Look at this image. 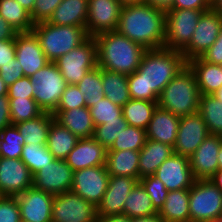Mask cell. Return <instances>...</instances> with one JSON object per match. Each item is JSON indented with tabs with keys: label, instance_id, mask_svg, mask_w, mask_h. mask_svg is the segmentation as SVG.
Wrapping results in <instances>:
<instances>
[{
	"label": "cell",
	"instance_id": "cell-1",
	"mask_svg": "<svg viewBox=\"0 0 222 222\" xmlns=\"http://www.w3.org/2000/svg\"><path fill=\"white\" fill-rule=\"evenodd\" d=\"M186 65L181 51L146 50L137 70L127 76L131 99L158 102L163 89Z\"/></svg>",
	"mask_w": 222,
	"mask_h": 222
},
{
	"label": "cell",
	"instance_id": "cell-2",
	"mask_svg": "<svg viewBox=\"0 0 222 222\" xmlns=\"http://www.w3.org/2000/svg\"><path fill=\"white\" fill-rule=\"evenodd\" d=\"M166 12L145 3L121 9L117 31L146 50L164 48Z\"/></svg>",
	"mask_w": 222,
	"mask_h": 222
},
{
	"label": "cell",
	"instance_id": "cell-3",
	"mask_svg": "<svg viewBox=\"0 0 222 222\" xmlns=\"http://www.w3.org/2000/svg\"><path fill=\"white\" fill-rule=\"evenodd\" d=\"M94 39L97 44V65L127 76L137 70L146 51L117 30L99 33Z\"/></svg>",
	"mask_w": 222,
	"mask_h": 222
},
{
	"label": "cell",
	"instance_id": "cell-4",
	"mask_svg": "<svg viewBox=\"0 0 222 222\" xmlns=\"http://www.w3.org/2000/svg\"><path fill=\"white\" fill-rule=\"evenodd\" d=\"M200 97L195 75L186 65L163 89L158 105L178 117H183L198 112Z\"/></svg>",
	"mask_w": 222,
	"mask_h": 222
},
{
	"label": "cell",
	"instance_id": "cell-5",
	"mask_svg": "<svg viewBox=\"0 0 222 222\" xmlns=\"http://www.w3.org/2000/svg\"><path fill=\"white\" fill-rule=\"evenodd\" d=\"M32 32L50 62L84 43L90 36L86 27L58 26L45 22L34 24Z\"/></svg>",
	"mask_w": 222,
	"mask_h": 222
},
{
	"label": "cell",
	"instance_id": "cell-6",
	"mask_svg": "<svg viewBox=\"0 0 222 222\" xmlns=\"http://www.w3.org/2000/svg\"><path fill=\"white\" fill-rule=\"evenodd\" d=\"M190 222H210L220 218L222 191L211 180H195L189 188Z\"/></svg>",
	"mask_w": 222,
	"mask_h": 222
},
{
	"label": "cell",
	"instance_id": "cell-7",
	"mask_svg": "<svg viewBox=\"0 0 222 222\" xmlns=\"http://www.w3.org/2000/svg\"><path fill=\"white\" fill-rule=\"evenodd\" d=\"M33 83V98L44 111L53 113L67 87L60 70L54 62H49L31 77Z\"/></svg>",
	"mask_w": 222,
	"mask_h": 222
},
{
	"label": "cell",
	"instance_id": "cell-8",
	"mask_svg": "<svg viewBox=\"0 0 222 222\" xmlns=\"http://www.w3.org/2000/svg\"><path fill=\"white\" fill-rule=\"evenodd\" d=\"M68 85H76L97 65V44L94 37L54 61Z\"/></svg>",
	"mask_w": 222,
	"mask_h": 222
},
{
	"label": "cell",
	"instance_id": "cell-9",
	"mask_svg": "<svg viewBox=\"0 0 222 222\" xmlns=\"http://www.w3.org/2000/svg\"><path fill=\"white\" fill-rule=\"evenodd\" d=\"M208 10L170 9L166 12L164 48L182 51L191 41L203 12Z\"/></svg>",
	"mask_w": 222,
	"mask_h": 222
},
{
	"label": "cell",
	"instance_id": "cell-10",
	"mask_svg": "<svg viewBox=\"0 0 222 222\" xmlns=\"http://www.w3.org/2000/svg\"><path fill=\"white\" fill-rule=\"evenodd\" d=\"M222 26V15L212 8L200 16L189 44L181 51L186 62L201 57L216 41Z\"/></svg>",
	"mask_w": 222,
	"mask_h": 222
},
{
	"label": "cell",
	"instance_id": "cell-11",
	"mask_svg": "<svg viewBox=\"0 0 222 222\" xmlns=\"http://www.w3.org/2000/svg\"><path fill=\"white\" fill-rule=\"evenodd\" d=\"M52 222H97L96 207L72 191L55 195Z\"/></svg>",
	"mask_w": 222,
	"mask_h": 222
},
{
	"label": "cell",
	"instance_id": "cell-12",
	"mask_svg": "<svg viewBox=\"0 0 222 222\" xmlns=\"http://www.w3.org/2000/svg\"><path fill=\"white\" fill-rule=\"evenodd\" d=\"M109 177L105 165L74 171L70 191L97 207L107 190Z\"/></svg>",
	"mask_w": 222,
	"mask_h": 222
},
{
	"label": "cell",
	"instance_id": "cell-13",
	"mask_svg": "<svg viewBox=\"0 0 222 222\" xmlns=\"http://www.w3.org/2000/svg\"><path fill=\"white\" fill-rule=\"evenodd\" d=\"M73 172L65 160L55 159L33 175V187L54 196L68 192L73 183Z\"/></svg>",
	"mask_w": 222,
	"mask_h": 222
},
{
	"label": "cell",
	"instance_id": "cell-14",
	"mask_svg": "<svg viewBox=\"0 0 222 222\" xmlns=\"http://www.w3.org/2000/svg\"><path fill=\"white\" fill-rule=\"evenodd\" d=\"M123 5L118 0H88L86 30L89 36L116 31Z\"/></svg>",
	"mask_w": 222,
	"mask_h": 222
},
{
	"label": "cell",
	"instance_id": "cell-15",
	"mask_svg": "<svg viewBox=\"0 0 222 222\" xmlns=\"http://www.w3.org/2000/svg\"><path fill=\"white\" fill-rule=\"evenodd\" d=\"M209 134L206 123L198 112L180 117L174 153L190 157Z\"/></svg>",
	"mask_w": 222,
	"mask_h": 222
},
{
	"label": "cell",
	"instance_id": "cell-16",
	"mask_svg": "<svg viewBox=\"0 0 222 222\" xmlns=\"http://www.w3.org/2000/svg\"><path fill=\"white\" fill-rule=\"evenodd\" d=\"M33 187V174L21 159L0 157V190L16 197Z\"/></svg>",
	"mask_w": 222,
	"mask_h": 222
},
{
	"label": "cell",
	"instance_id": "cell-17",
	"mask_svg": "<svg viewBox=\"0 0 222 222\" xmlns=\"http://www.w3.org/2000/svg\"><path fill=\"white\" fill-rule=\"evenodd\" d=\"M221 140V135L209 134L189 157L190 168L195 180H208L218 170Z\"/></svg>",
	"mask_w": 222,
	"mask_h": 222
},
{
	"label": "cell",
	"instance_id": "cell-18",
	"mask_svg": "<svg viewBox=\"0 0 222 222\" xmlns=\"http://www.w3.org/2000/svg\"><path fill=\"white\" fill-rule=\"evenodd\" d=\"M154 175L163 182L168 191L189 189L195 182L189 157L175 153L158 167Z\"/></svg>",
	"mask_w": 222,
	"mask_h": 222
},
{
	"label": "cell",
	"instance_id": "cell-19",
	"mask_svg": "<svg viewBox=\"0 0 222 222\" xmlns=\"http://www.w3.org/2000/svg\"><path fill=\"white\" fill-rule=\"evenodd\" d=\"M137 183L138 180L136 178L110 176L107 190L96 207L97 217L122 215L124 202Z\"/></svg>",
	"mask_w": 222,
	"mask_h": 222
},
{
	"label": "cell",
	"instance_id": "cell-20",
	"mask_svg": "<svg viewBox=\"0 0 222 222\" xmlns=\"http://www.w3.org/2000/svg\"><path fill=\"white\" fill-rule=\"evenodd\" d=\"M16 198L22 221L52 222L54 195L31 187Z\"/></svg>",
	"mask_w": 222,
	"mask_h": 222
},
{
	"label": "cell",
	"instance_id": "cell-21",
	"mask_svg": "<svg viewBox=\"0 0 222 222\" xmlns=\"http://www.w3.org/2000/svg\"><path fill=\"white\" fill-rule=\"evenodd\" d=\"M15 48V58L20 62L24 76L31 77L50 62L33 32L18 33L15 37Z\"/></svg>",
	"mask_w": 222,
	"mask_h": 222
},
{
	"label": "cell",
	"instance_id": "cell-22",
	"mask_svg": "<svg viewBox=\"0 0 222 222\" xmlns=\"http://www.w3.org/2000/svg\"><path fill=\"white\" fill-rule=\"evenodd\" d=\"M107 149L93 137L79 139L74 149L68 154L65 161L77 171L84 168L105 165Z\"/></svg>",
	"mask_w": 222,
	"mask_h": 222
},
{
	"label": "cell",
	"instance_id": "cell-23",
	"mask_svg": "<svg viewBox=\"0 0 222 222\" xmlns=\"http://www.w3.org/2000/svg\"><path fill=\"white\" fill-rule=\"evenodd\" d=\"M180 117L157 105L146 129L147 139L174 147Z\"/></svg>",
	"mask_w": 222,
	"mask_h": 222
},
{
	"label": "cell",
	"instance_id": "cell-24",
	"mask_svg": "<svg viewBox=\"0 0 222 222\" xmlns=\"http://www.w3.org/2000/svg\"><path fill=\"white\" fill-rule=\"evenodd\" d=\"M52 114L57 122L79 139L93 137L95 125L87 106L70 110H55Z\"/></svg>",
	"mask_w": 222,
	"mask_h": 222
},
{
	"label": "cell",
	"instance_id": "cell-25",
	"mask_svg": "<svg viewBox=\"0 0 222 222\" xmlns=\"http://www.w3.org/2000/svg\"><path fill=\"white\" fill-rule=\"evenodd\" d=\"M193 71L201 95H212L222 86V65L204 61L201 57L187 62Z\"/></svg>",
	"mask_w": 222,
	"mask_h": 222
},
{
	"label": "cell",
	"instance_id": "cell-26",
	"mask_svg": "<svg viewBox=\"0 0 222 222\" xmlns=\"http://www.w3.org/2000/svg\"><path fill=\"white\" fill-rule=\"evenodd\" d=\"M88 0H63L47 21L58 26L86 27Z\"/></svg>",
	"mask_w": 222,
	"mask_h": 222
},
{
	"label": "cell",
	"instance_id": "cell-27",
	"mask_svg": "<svg viewBox=\"0 0 222 222\" xmlns=\"http://www.w3.org/2000/svg\"><path fill=\"white\" fill-rule=\"evenodd\" d=\"M172 154L174 148L168 144L147 139L139 151V179L154 175L158 167Z\"/></svg>",
	"mask_w": 222,
	"mask_h": 222
},
{
	"label": "cell",
	"instance_id": "cell-28",
	"mask_svg": "<svg viewBox=\"0 0 222 222\" xmlns=\"http://www.w3.org/2000/svg\"><path fill=\"white\" fill-rule=\"evenodd\" d=\"M139 151H107L105 166L110 176H128L139 181Z\"/></svg>",
	"mask_w": 222,
	"mask_h": 222
},
{
	"label": "cell",
	"instance_id": "cell-29",
	"mask_svg": "<svg viewBox=\"0 0 222 222\" xmlns=\"http://www.w3.org/2000/svg\"><path fill=\"white\" fill-rule=\"evenodd\" d=\"M158 214L164 222H190L189 189L169 191Z\"/></svg>",
	"mask_w": 222,
	"mask_h": 222
},
{
	"label": "cell",
	"instance_id": "cell-30",
	"mask_svg": "<svg viewBox=\"0 0 222 222\" xmlns=\"http://www.w3.org/2000/svg\"><path fill=\"white\" fill-rule=\"evenodd\" d=\"M79 138L70 130L62 126L54 118L47 137V148L55 159L65 160L68 154L74 149Z\"/></svg>",
	"mask_w": 222,
	"mask_h": 222
},
{
	"label": "cell",
	"instance_id": "cell-31",
	"mask_svg": "<svg viewBox=\"0 0 222 222\" xmlns=\"http://www.w3.org/2000/svg\"><path fill=\"white\" fill-rule=\"evenodd\" d=\"M53 118L52 113L43 112L40 116L15 124V126L24 137L25 144H47L48 132Z\"/></svg>",
	"mask_w": 222,
	"mask_h": 222
},
{
	"label": "cell",
	"instance_id": "cell-32",
	"mask_svg": "<svg viewBox=\"0 0 222 222\" xmlns=\"http://www.w3.org/2000/svg\"><path fill=\"white\" fill-rule=\"evenodd\" d=\"M158 102L130 99L122 107V113L128 125L147 129Z\"/></svg>",
	"mask_w": 222,
	"mask_h": 222
},
{
	"label": "cell",
	"instance_id": "cell-33",
	"mask_svg": "<svg viewBox=\"0 0 222 222\" xmlns=\"http://www.w3.org/2000/svg\"><path fill=\"white\" fill-rule=\"evenodd\" d=\"M104 95L114 104L123 107L131 99L127 75L102 69Z\"/></svg>",
	"mask_w": 222,
	"mask_h": 222
},
{
	"label": "cell",
	"instance_id": "cell-34",
	"mask_svg": "<svg viewBox=\"0 0 222 222\" xmlns=\"http://www.w3.org/2000/svg\"><path fill=\"white\" fill-rule=\"evenodd\" d=\"M156 213L158 212L154 209L150 196L138 181L124 202L123 215H127L129 218H138Z\"/></svg>",
	"mask_w": 222,
	"mask_h": 222
},
{
	"label": "cell",
	"instance_id": "cell-35",
	"mask_svg": "<svg viewBox=\"0 0 222 222\" xmlns=\"http://www.w3.org/2000/svg\"><path fill=\"white\" fill-rule=\"evenodd\" d=\"M0 15L18 33L32 32L34 23L31 20L30 13L16 0H0Z\"/></svg>",
	"mask_w": 222,
	"mask_h": 222
},
{
	"label": "cell",
	"instance_id": "cell-36",
	"mask_svg": "<svg viewBox=\"0 0 222 222\" xmlns=\"http://www.w3.org/2000/svg\"><path fill=\"white\" fill-rule=\"evenodd\" d=\"M198 113L203 117L210 134L222 136V101L212 95H201Z\"/></svg>",
	"mask_w": 222,
	"mask_h": 222
},
{
	"label": "cell",
	"instance_id": "cell-37",
	"mask_svg": "<svg viewBox=\"0 0 222 222\" xmlns=\"http://www.w3.org/2000/svg\"><path fill=\"white\" fill-rule=\"evenodd\" d=\"M76 85L84 94L83 96L85 97L86 106L88 108L105 97L102 84V68L99 66L88 71Z\"/></svg>",
	"mask_w": 222,
	"mask_h": 222
},
{
	"label": "cell",
	"instance_id": "cell-38",
	"mask_svg": "<svg viewBox=\"0 0 222 222\" xmlns=\"http://www.w3.org/2000/svg\"><path fill=\"white\" fill-rule=\"evenodd\" d=\"M31 173L34 175L42 167L55 160L53 154L48 150L46 144H25L20 156Z\"/></svg>",
	"mask_w": 222,
	"mask_h": 222
},
{
	"label": "cell",
	"instance_id": "cell-39",
	"mask_svg": "<svg viewBox=\"0 0 222 222\" xmlns=\"http://www.w3.org/2000/svg\"><path fill=\"white\" fill-rule=\"evenodd\" d=\"M24 145V137L15 124L5 127L0 132V157L20 159Z\"/></svg>",
	"mask_w": 222,
	"mask_h": 222
},
{
	"label": "cell",
	"instance_id": "cell-40",
	"mask_svg": "<svg viewBox=\"0 0 222 222\" xmlns=\"http://www.w3.org/2000/svg\"><path fill=\"white\" fill-rule=\"evenodd\" d=\"M9 109L12 124L36 118L44 112L34 98H9Z\"/></svg>",
	"mask_w": 222,
	"mask_h": 222
},
{
	"label": "cell",
	"instance_id": "cell-41",
	"mask_svg": "<svg viewBox=\"0 0 222 222\" xmlns=\"http://www.w3.org/2000/svg\"><path fill=\"white\" fill-rule=\"evenodd\" d=\"M147 141L145 129L128 125L122 129L119 137L116 138L111 148L107 151L133 150L140 151Z\"/></svg>",
	"mask_w": 222,
	"mask_h": 222
},
{
	"label": "cell",
	"instance_id": "cell-42",
	"mask_svg": "<svg viewBox=\"0 0 222 222\" xmlns=\"http://www.w3.org/2000/svg\"><path fill=\"white\" fill-rule=\"evenodd\" d=\"M127 126L128 123L122 115L117 120L107 121L104 124L95 126L93 138L109 150L116 138L121 134L122 129H125Z\"/></svg>",
	"mask_w": 222,
	"mask_h": 222
},
{
	"label": "cell",
	"instance_id": "cell-43",
	"mask_svg": "<svg viewBox=\"0 0 222 222\" xmlns=\"http://www.w3.org/2000/svg\"><path fill=\"white\" fill-rule=\"evenodd\" d=\"M89 110L95 126L107 121L117 120L118 117L123 115L122 107L114 104L106 97L95 102L93 106L89 107Z\"/></svg>",
	"mask_w": 222,
	"mask_h": 222
},
{
	"label": "cell",
	"instance_id": "cell-44",
	"mask_svg": "<svg viewBox=\"0 0 222 222\" xmlns=\"http://www.w3.org/2000/svg\"><path fill=\"white\" fill-rule=\"evenodd\" d=\"M139 182L150 196L154 209L159 212L166 201L169 191L165 188L163 182L155 175L142 177L139 179Z\"/></svg>",
	"mask_w": 222,
	"mask_h": 222
},
{
	"label": "cell",
	"instance_id": "cell-45",
	"mask_svg": "<svg viewBox=\"0 0 222 222\" xmlns=\"http://www.w3.org/2000/svg\"><path fill=\"white\" fill-rule=\"evenodd\" d=\"M83 95L77 85H67L56 110H70L85 107L86 101Z\"/></svg>",
	"mask_w": 222,
	"mask_h": 222
},
{
	"label": "cell",
	"instance_id": "cell-46",
	"mask_svg": "<svg viewBox=\"0 0 222 222\" xmlns=\"http://www.w3.org/2000/svg\"><path fill=\"white\" fill-rule=\"evenodd\" d=\"M63 0H35V5L30 13L34 24L48 21L54 10Z\"/></svg>",
	"mask_w": 222,
	"mask_h": 222
},
{
	"label": "cell",
	"instance_id": "cell-47",
	"mask_svg": "<svg viewBox=\"0 0 222 222\" xmlns=\"http://www.w3.org/2000/svg\"><path fill=\"white\" fill-rule=\"evenodd\" d=\"M0 222H21L20 208L16 197L4 196L0 200Z\"/></svg>",
	"mask_w": 222,
	"mask_h": 222
},
{
	"label": "cell",
	"instance_id": "cell-48",
	"mask_svg": "<svg viewBox=\"0 0 222 222\" xmlns=\"http://www.w3.org/2000/svg\"><path fill=\"white\" fill-rule=\"evenodd\" d=\"M33 83L30 77L24 76L8 87V98H33Z\"/></svg>",
	"mask_w": 222,
	"mask_h": 222
},
{
	"label": "cell",
	"instance_id": "cell-49",
	"mask_svg": "<svg viewBox=\"0 0 222 222\" xmlns=\"http://www.w3.org/2000/svg\"><path fill=\"white\" fill-rule=\"evenodd\" d=\"M0 77L4 80L9 87L16 80L24 77L22 66L16 58L12 59L6 65L0 67Z\"/></svg>",
	"mask_w": 222,
	"mask_h": 222
},
{
	"label": "cell",
	"instance_id": "cell-50",
	"mask_svg": "<svg viewBox=\"0 0 222 222\" xmlns=\"http://www.w3.org/2000/svg\"><path fill=\"white\" fill-rule=\"evenodd\" d=\"M201 58L209 63L222 65V26L216 41Z\"/></svg>",
	"mask_w": 222,
	"mask_h": 222
},
{
	"label": "cell",
	"instance_id": "cell-51",
	"mask_svg": "<svg viewBox=\"0 0 222 222\" xmlns=\"http://www.w3.org/2000/svg\"><path fill=\"white\" fill-rule=\"evenodd\" d=\"M211 0H174L172 9L210 10Z\"/></svg>",
	"mask_w": 222,
	"mask_h": 222
},
{
	"label": "cell",
	"instance_id": "cell-52",
	"mask_svg": "<svg viewBox=\"0 0 222 222\" xmlns=\"http://www.w3.org/2000/svg\"><path fill=\"white\" fill-rule=\"evenodd\" d=\"M15 38L0 41V67L15 58Z\"/></svg>",
	"mask_w": 222,
	"mask_h": 222
},
{
	"label": "cell",
	"instance_id": "cell-53",
	"mask_svg": "<svg viewBox=\"0 0 222 222\" xmlns=\"http://www.w3.org/2000/svg\"><path fill=\"white\" fill-rule=\"evenodd\" d=\"M11 124L9 98L7 95L0 96V132Z\"/></svg>",
	"mask_w": 222,
	"mask_h": 222
},
{
	"label": "cell",
	"instance_id": "cell-54",
	"mask_svg": "<svg viewBox=\"0 0 222 222\" xmlns=\"http://www.w3.org/2000/svg\"><path fill=\"white\" fill-rule=\"evenodd\" d=\"M18 32L0 15V41L13 39Z\"/></svg>",
	"mask_w": 222,
	"mask_h": 222
},
{
	"label": "cell",
	"instance_id": "cell-55",
	"mask_svg": "<svg viewBox=\"0 0 222 222\" xmlns=\"http://www.w3.org/2000/svg\"><path fill=\"white\" fill-rule=\"evenodd\" d=\"M142 3L167 12L168 10L172 9L174 0H142Z\"/></svg>",
	"mask_w": 222,
	"mask_h": 222
},
{
	"label": "cell",
	"instance_id": "cell-56",
	"mask_svg": "<svg viewBox=\"0 0 222 222\" xmlns=\"http://www.w3.org/2000/svg\"><path fill=\"white\" fill-rule=\"evenodd\" d=\"M97 222H130L127 215H110L107 217H97Z\"/></svg>",
	"mask_w": 222,
	"mask_h": 222
},
{
	"label": "cell",
	"instance_id": "cell-57",
	"mask_svg": "<svg viewBox=\"0 0 222 222\" xmlns=\"http://www.w3.org/2000/svg\"><path fill=\"white\" fill-rule=\"evenodd\" d=\"M130 222H164L158 213L150 216H142L138 218H130Z\"/></svg>",
	"mask_w": 222,
	"mask_h": 222
},
{
	"label": "cell",
	"instance_id": "cell-58",
	"mask_svg": "<svg viewBox=\"0 0 222 222\" xmlns=\"http://www.w3.org/2000/svg\"><path fill=\"white\" fill-rule=\"evenodd\" d=\"M209 180L222 191V170L218 169Z\"/></svg>",
	"mask_w": 222,
	"mask_h": 222
},
{
	"label": "cell",
	"instance_id": "cell-59",
	"mask_svg": "<svg viewBox=\"0 0 222 222\" xmlns=\"http://www.w3.org/2000/svg\"><path fill=\"white\" fill-rule=\"evenodd\" d=\"M24 9H26L29 13L32 12L35 0H16Z\"/></svg>",
	"mask_w": 222,
	"mask_h": 222
},
{
	"label": "cell",
	"instance_id": "cell-60",
	"mask_svg": "<svg viewBox=\"0 0 222 222\" xmlns=\"http://www.w3.org/2000/svg\"><path fill=\"white\" fill-rule=\"evenodd\" d=\"M212 9L222 15V0H212Z\"/></svg>",
	"mask_w": 222,
	"mask_h": 222
},
{
	"label": "cell",
	"instance_id": "cell-61",
	"mask_svg": "<svg viewBox=\"0 0 222 222\" xmlns=\"http://www.w3.org/2000/svg\"><path fill=\"white\" fill-rule=\"evenodd\" d=\"M8 94V86L4 80L0 77V96H5Z\"/></svg>",
	"mask_w": 222,
	"mask_h": 222
},
{
	"label": "cell",
	"instance_id": "cell-62",
	"mask_svg": "<svg viewBox=\"0 0 222 222\" xmlns=\"http://www.w3.org/2000/svg\"><path fill=\"white\" fill-rule=\"evenodd\" d=\"M123 6L142 3V0H118Z\"/></svg>",
	"mask_w": 222,
	"mask_h": 222
},
{
	"label": "cell",
	"instance_id": "cell-63",
	"mask_svg": "<svg viewBox=\"0 0 222 222\" xmlns=\"http://www.w3.org/2000/svg\"><path fill=\"white\" fill-rule=\"evenodd\" d=\"M218 169L222 170V140H221V147L218 153Z\"/></svg>",
	"mask_w": 222,
	"mask_h": 222
},
{
	"label": "cell",
	"instance_id": "cell-64",
	"mask_svg": "<svg viewBox=\"0 0 222 222\" xmlns=\"http://www.w3.org/2000/svg\"><path fill=\"white\" fill-rule=\"evenodd\" d=\"M212 96H214L216 99H218L219 101H222V86L215 91Z\"/></svg>",
	"mask_w": 222,
	"mask_h": 222
},
{
	"label": "cell",
	"instance_id": "cell-65",
	"mask_svg": "<svg viewBox=\"0 0 222 222\" xmlns=\"http://www.w3.org/2000/svg\"><path fill=\"white\" fill-rule=\"evenodd\" d=\"M4 197L3 193L0 190V200Z\"/></svg>",
	"mask_w": 222,
	"mask_h": 222
},
{
	"label": "cell",
	"instance_id": "cell-66",
	"mask_svg": "<svg viewBox=\"0 0 222 222\" xmlns=\"http://www.w3.org/2000/svg\"><path fill=\"white\" fill-rule=\"evenodd\" d=\"M210 222H222L220 219H216V220H213V221H210Z\"/></svg>",
	"mask_w": 222,
	"mask_h": 222
}]
</instances>
